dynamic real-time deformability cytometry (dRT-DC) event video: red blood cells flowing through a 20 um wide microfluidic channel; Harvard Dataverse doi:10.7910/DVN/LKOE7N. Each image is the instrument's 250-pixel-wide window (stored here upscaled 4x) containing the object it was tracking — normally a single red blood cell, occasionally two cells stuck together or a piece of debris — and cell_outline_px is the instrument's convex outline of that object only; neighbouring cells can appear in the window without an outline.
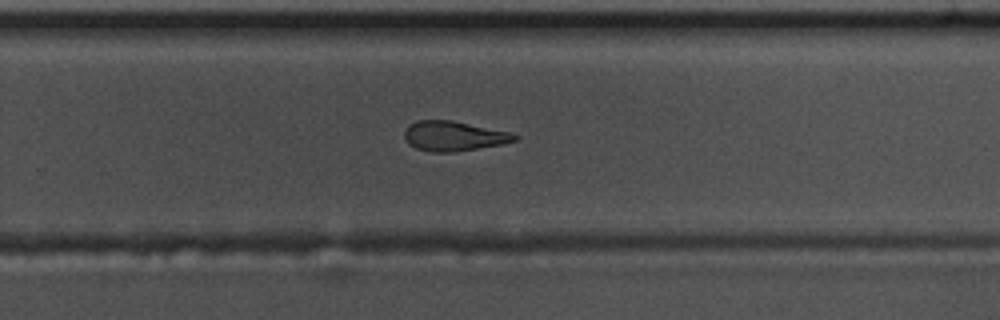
{"species": "common noctule bat (a hibernating species)", "species_latin": "Nyctalus noctula", "temperature_condition": "warm", "stored_images_in_passage": 55, "camera_frame_rate_fps": 3000, "um_per_image_px": 0.085, "animal": {"sex": "male", "body_mass_g": 17.5, "forearm_length_mm": 52.3}, "frame": {"image": 1, "passage_image": 36, "time_ms": 11.667, "image_size_px": [1000, 320], "cell_outline_px": [[520, 136], [516, 140], [504, 144], [456, 152], [432, 152], [416, 148], [408, 144], [404, 136], [404, 132], [416, 120], [452, 120], [508, 132]], "centroid_in_image_um": [38.57, 11.58], "position_along_channel_um": 291.2, "area_um2": 19.07}}
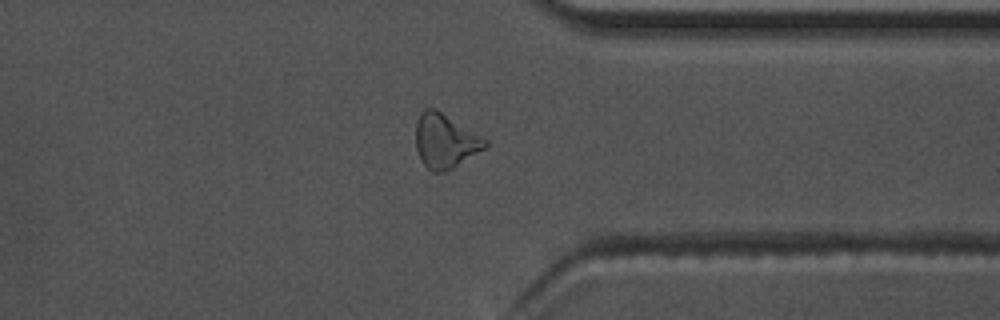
{"frame": {"image": 2, "passage_image": 43, "time_ms": 14.0, "image_size_px": [1000, 320], "cell_outline_px": [[488, 144], [484, 148], [452, 168], [444, 172], [432, 172], [420, 160], [416, 148], [416, 120], [420, 112], [424, 108], [436, 108], [488, 140]], "centroid_in_image_um": [37.8, 11.96], "position_along_channel_um": 373.6, "area_um2": 21.85}}
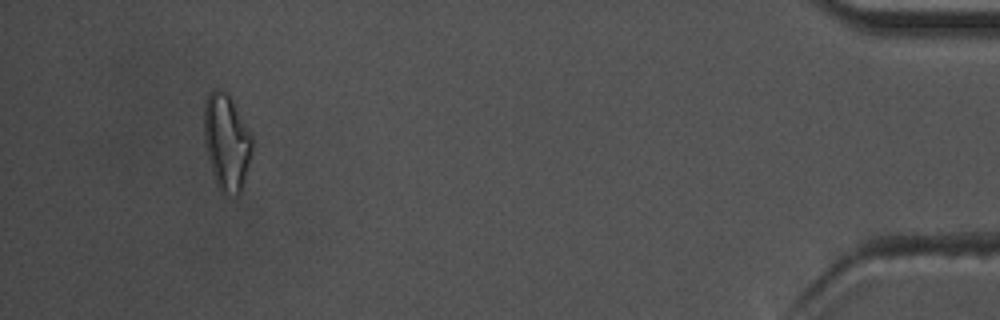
{"frame": {"image": 3, "passage_image": 52, "time_ms": 17.0, "image_size_px": [1000, 320], "cell_outline_px": [[252, 152], [244, 180], [240, 192], [236, 196], [224, 196], [220, 192], [216, 184], [212, 172], [204, 140], [204, 104], [208, 92], [212, 88], [216, 88], [228, 92], [252, 136]], "centroid_in_image_um": [19.24, 12.07], "position_along_channel_um": 416.0, "area_um2": 27.22}, "authors_computed_cell_mechanics": {"area_um2": 20.1722, "velocity_mm_per_s": 3.6916, "shape_relaxation_time_tau1_ms": 10.4249, "shape_relaxation_time_tau2_ms": 4.5123, "deformation_change_tau1": 0.2357, "deformation_change_tau2": 0.1353}}